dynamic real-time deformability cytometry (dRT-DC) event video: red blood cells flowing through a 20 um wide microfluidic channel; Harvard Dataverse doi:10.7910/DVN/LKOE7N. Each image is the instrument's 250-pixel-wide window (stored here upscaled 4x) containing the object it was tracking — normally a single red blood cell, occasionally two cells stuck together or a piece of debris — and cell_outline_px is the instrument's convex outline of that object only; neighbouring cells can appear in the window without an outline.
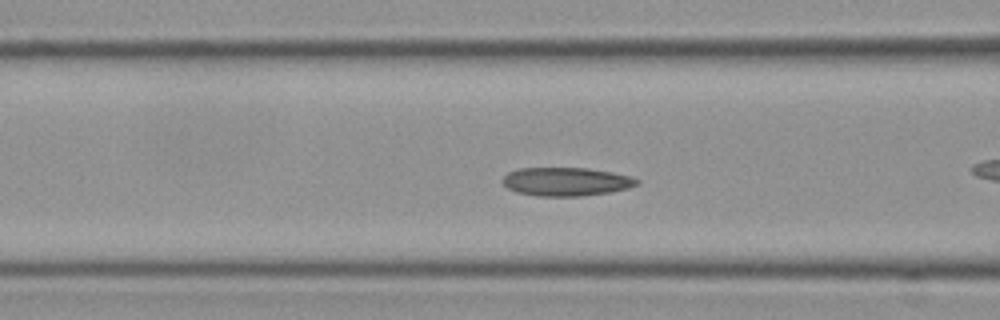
{"species": "Egyptian fruit bat (a non-hibernating species)", "species_latin": "Rousettus aegyptiacus", "temperature_condition": "cold", "stored_images_in_passage": 56, "camera_frame_rate_fps": 3000, "um_per_image_px": 0.085, "frame": {"image": 1, "passage_image": 21, "time_ms": 6.667, "image_size_px": [1000, 320], "cell_outline_px": [[640, 184], [628, 188], [608, 192], [580, 196], [536, 196], [516, 192], [508, 188], [500, 180], [508, 172], [520, 168], [588, 168], [612, 172], [632, 176], [640, 180]], "centroid_in_image_um": [48.13, 15.43], "position_along_channel_um": 118.5, "area_um2": 22.43}}
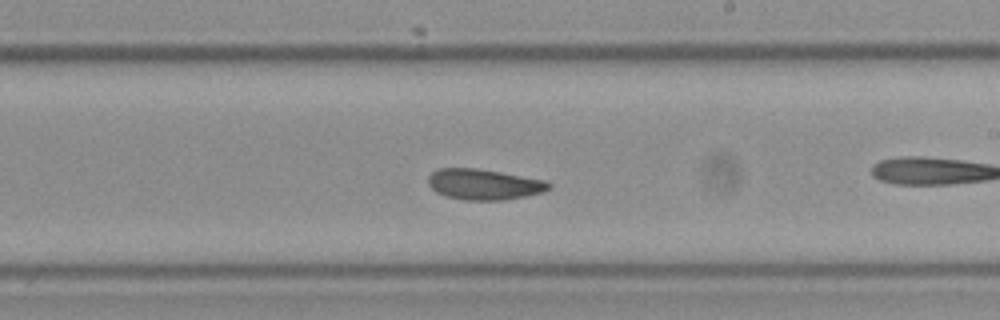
{"frame": {"image": 2, "passage_image": 32, "time_ms": 10.333, "image_size_px": [1000, 320], "cell_outline_px": [[552, 184], [544, 192], [504, 200], [464, 200], [444, 196], [436, 192], [428, 184], [428, 176], [432, 172], [440, 168], [476, 168], [500, 172], [544, 180]], "centroid_in_image_um": [41.1, 15.67], "position_along_channel_um": 247.9, "area_um2": 21.5}}
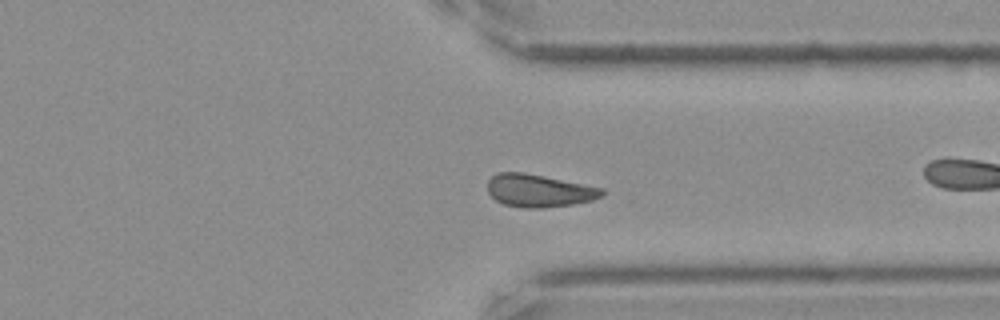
{"frame": {"image": 3, "passage_image": 42, "time_ms": 13.667, "image_size_px": [1000, 320], "cell_outline_px": [[604, 192], [600, 196], [592, 200], [572, 204], [544, 208], [524, 208], [504, 204], [496, 200], [488, 192], [488, 180], [496, 172], [524, 172], [604, 188]], "centroid_in_image_um": [45.79, 16.2], "position_along_channel_um": 365.6, "area_um2": 21.73}, "authors_computed_cell_mechanics": {"area_um2": 21.8484, "velocity_mm_per_s": 3.5227, "shape_relaxation_time_tau1_ms": null, "shape_relaxation_time_tau2_ms": 5.7599, "deformation_change_tau1": null, "deformation_change_tau2": 0.0787}}